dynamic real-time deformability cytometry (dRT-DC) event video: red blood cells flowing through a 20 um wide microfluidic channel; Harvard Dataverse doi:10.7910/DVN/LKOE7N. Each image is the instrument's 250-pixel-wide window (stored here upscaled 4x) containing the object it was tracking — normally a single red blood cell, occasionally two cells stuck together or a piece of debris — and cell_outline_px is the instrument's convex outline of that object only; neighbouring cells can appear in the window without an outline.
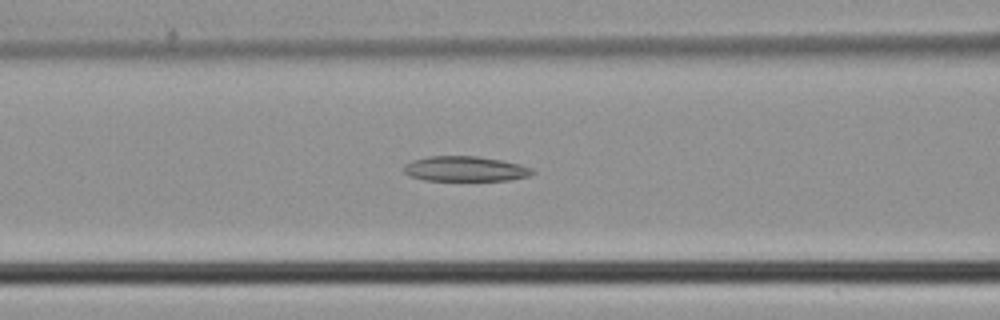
{"species": "common noctule bat (a hibernating species)", "species_latin": "Nyctalus noctula", "temperature_condition": "cold", "stored_images_in_passage": 34, "camera_frame_rate_fps": 3000, "um_per_image_px": 0.085, "animal": {"sex": "male", "body_mass_g": 21.5, "forearm_length_mm": 52.0}, "frame": {"image": 1, "passage_image": 7, "time_ms": 2.0, "image_size_px": [1000, 320], "cell_outline_px": [[536, 172], [528, 176], [508, 180], [424, 180], [408, 176], [404, 172], [404, 164], [412, 160], [428, 156], [476, 156], [500, 160], [520, 164], [532, 168]], "centroid_in_image_um": [39.51, 14.35], "position_along_channel_um": 127.1, "area_um2": 18.79}}
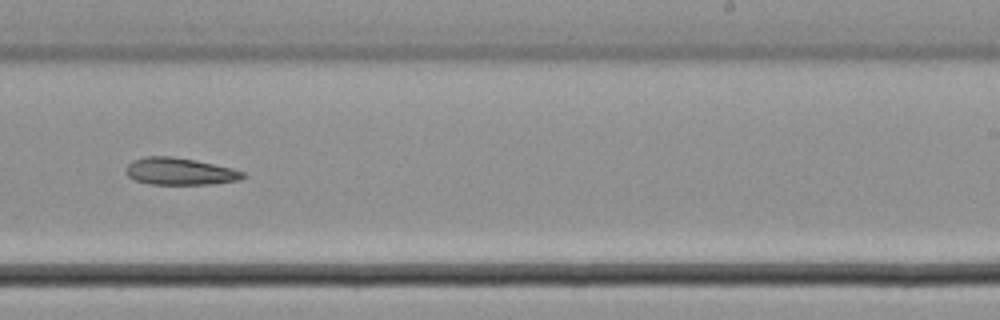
{"frame": {"image": 2, "passage_image": 17, "time_ms": 5.333, "image_size_px": [1000, 320], "cell_outline_px": [[248, 176], [240, 180], [212, 184], [148, 184], [136, 180], [128, 176], [128, 164], [132, 160], [148, 156], [172, 156], [196, 160], [244, 172]], "centroid_in_image_um": [15.31, 14.57], "position_along_channel_um": 273.7, "area_um2": 18.26}}
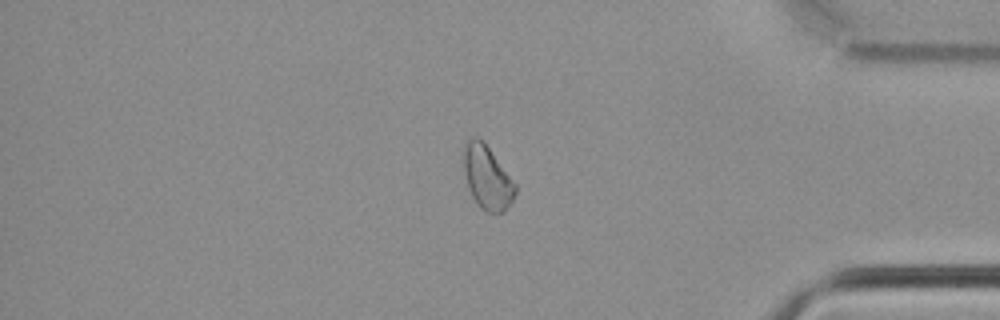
{"frame": {"image": 3, "passage_image": 27, "time_ms": 8.667, "image_size_px": [1000, 320], "cell_outline_px": [[516, 192], [512, 200], [504, 212], [488, 212], [480, 208], [472, 196], [468, 188], [464, 172], [464, 144], [472, 136], [476, 136], [488, 148], [516, 184]], "centroid_in_image_um": [41.4, 15.11], "position_along_channel_um": 393.8, "area_um2": 18.73}}